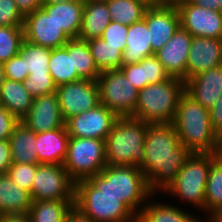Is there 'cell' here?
Wrapping results in <instances>:
<instances>
[{
	"mask_svg": "<svg viewBox=\"0 0 222 222\" xmlns=\"http://www.w3.org/2000/svg\"><path fill=\"white\" fill-rule=\"evenodd\" d=\"M17 8L26 16L42 6V0H14Z\"/></svg>",
	"mask_w": 222,
	"mask_h": 222,
	"instance_id": "46",
	"label": "cell"
},
{
	"mask_svg": "<svg viewBox=\"0 0 222 222\" xmlns=\"http://www.w3.org/2000/svg\"><path fill=\"white\" fill-rule=\"evenodd\" d=\"M32 205L30 192L21 189L7 173L0 174V215H25Z\"/></svg>",
	"mask_w": 222,
	"mask_h": 222,
	"instance_id": "23",
	"label": "cell"
},
{
	"mask_svg": "<svg viewBox=\"0 0 222 222\" xmlns=\"http://www.w3.org/2000/svg\"><path fill=\"white\" fill-rule=\"evenodd\" d=\"M106 165L105 140L69 138L63 166L75 182L100 173Z\"/></svg>",
	"mask_w": 222,
	"mask_h": 222,
	"instance_id": "8",
	"label": "cell"
},
{
	"mask_svg": "<svg viewBox=\"0 0 222 222\" xmlns=\"http://www.w3.org/2000/svg\"><path fill=\"white\" fill-rule=\"evenodd\" d=\"M74 205L94 222H137V216L110 191L101 172L75 182Z\"/></svg>",
	"mask_w": 222,
	"mask_h": 222,
	"instance_id": "3",
	"label": "cell"
},
{
	"mask_svg": "<svg viewBox=\"0 0 222 222\" xmlns=\"http://www.w3.org/2000/svg\"><path fill=\"white\" fill-rule=\"evenodd\" d=\"M192 35L181 26L164 47L155 52V56L164 65L171 77L186 82V70Z\"/></svg>",
	"mask_w": 222,
	"mask_h": 222,
	"instance_id": "16",
	"label": "cell"
},
{
	"mask_svg": "<svg viewBox=\"0 0 222 222\" xmlns=\"http://www.w3.org/2000/svg\"><path fill=\"white\" fill-rule=\"evenodd\" d=\"M192 4L222 12V0H190Z\"/></svg>",
	"mask_w": 222,
	"mask_h": 222,
	"instance_id": "48",
	"label": "cell"
},
{
	"mask_svg": "<svg viewBox=\"0 0 222 222\" xmlns=\"http://www.w3.org/2000/svg\"><path fill=\"white\" fill-rule=\"evenodd\" d=\"M30 195L32 201L74 200L75 181L62 164H39Z\"/></svg>",
	"mask_w": 222,
	"mask_h": 222,
	"instance_id": "10",
	"label": "cell"
},
{
	"mask_svg": "<svg viewBox=\"0 0 222 222\" xmlns=\"http://www.w3.org/2000/svg\"><path fill=\"white\" fill-rule=\"evenodd\" d=\"M12 163L38 164L36 133L22 122L14 128L9 138Z\"/></svg>",
	"mask_w": 222,
	"mask_h": 222,
	"instance_id": "27",
	"label": "cell"
},
{
	"mask_svg": "<svg viewBox=\"0 0 222 222\" xmlns=\"http://www.w3.org/2000/svg\"><path fill=\"white\" fill-rule=\"evenodd\" d=\"M74 200H40L32 201L28 210L30 222H65Z\"/></svg>",
	"mask_w": 222,
	"mask_h": 222,
	"instance_id": "30",
	"label": "cell"
},
{
	"mask_svg": "<svg viewBox=\"0 0 222 222\" xmlns=\"http://www.w3.org/2000/svg\"><path fill=\"white\" fill-rule=\"evenodd\" d=\"M154 196L155 194L148 199L141 209L137 216V222H201L204 220L202 218H205L192 215L190 211H185L179 205H171L168 202L158 203L152 199Z\"/></svg>",
	"mask_w": 222,
	"mask_h": 222,
	"instance_id": "21",
	"label": "cell"
},
{
	"mask_svg": "<svg viewBox=\"0 0 222 222\" xmlns=\"http://www.w3.org/2000/svg\"><path fill=\"white\" fill-rule=\"evenodd\" d=\"M24 16L14 0H0V26H23Z\"/></svg>",
	"mask_w": 222,
	"mask_h": 222,
	"instance_id": "41",
	"label": "cell"
},
{
	"mask_svg": "<svg viewBox=\"0 0 222 222\" xmlns=\"http://www.w3.org/2000/svg\"><path fill=\"white\" fill-rule=\"evenodd\" d=\"M172 124L181 145L191 153H222L218 134L211 125L209 109L186 91L180 98Z\"/></svg>",
	"mask_w": 222,
	"mask_h": 222,
	"instance_id": "2",
	"label": "cell"
},
{
	"mask_svg": "<svg viewBox=\"0 0 222 222\" xmlns=\"http://www.w3.org/2000/svg\"><path fill=\"white\" fill-rule=\"evenodd\" d=\"M144 67L145 80L147 85L160 83L171 78L165 70L164 65L155 55L145 57L139 62Z\"/></svg>",
	"mask_w": 222,
	"mask_h": 222,
	"instance_id": "38",
	"label": "cell"
},
{
	"mask_svg": "<svg viewBox=\"0 0 222 222\" xmlns=\"http://www.w3.org/2000/svg\"><path fill=\"white\" fill-rule=\"evenodd\" d=\"M146 132V122L119 117L105 139L107 165L139 167L144 159Z\"/></svg>",
	"mask_w": 222,
	"mask_h": 222,
	"instance_id": "5",
	"label": "cell"
},
{
	"mask_svg": "<svg viewBox=\"0 0 222 222\" xmlns=\"http://www.w3.org/2000/svg\"><path fill=\"white\" fill-rule=\"evenodd\" d=\"M186 83L176 77L149 84L138 91V101L132 118L148 124L172 123Z\"/></svg>",
	"mask_w": 222,
	"mask_h": 222,
	"instance_id": "4",
	"label": "cell"
},
{
	"mask_svg": "<svg viewBox=\"0 0 222 222\" xmlns=\"http://www.w3.org/2000/svg\"><path fill=\"white\" fill-rule=\"evenodd\" d=\"M19 120L4 107L0 108V140H9Z\"/></svg>",
	"mask_w": 222,
	"mask_h": 222,
	"instance_id": "43",
	"label": "cell"
},
{
	"mask_svg": "<svg viewBox=\"0 0 222 222\" xmlns=\"http://www.w3.org/2000/svg\"><path fill=\"white\" fill-rule=\"evenodd\" d=\"M39 164L12 163L7 174L21 189L31 192L32 182Z\"/></svg>",
	"mask_w": 222,
	"mask_h": 222,
	"instance_id": "37",
	"label": "cell"
},
{
	"mask_svg": "<svg viewBox=\"0 0 222 222\" xmlns=\"http://www.w3.org/2000/svg\"><path fill=\"white\" fill-rule=\"evenodd\" d=\"M23 84L34 98L54 93L57 88L50 73H30Z\"/></svg>",
	"mask_w": 222,
	"mask_h": 222,
	"instance_id": "36",
	"label": "cell"
},
{
	"mask_svg": "<svg viewBox=\"0 0 222 222\" xmlns=\"http://www.w3.org/2000/svg\"><path fill=\"white\" fill-rule=\"evenodd\" d=\"M48 67L57 86L83 79L73 71L72 53H68L64 46L52 49Z\"/></svg>",
	"mask_w": 222,
	"mask_h": 222,
	"instance_id": "31",
	"label": "cell"
},
{
	"mask_svg": "<svg viewBox=\"0 0 222 222\" xmlns=\"http://www.w3.org/2000/svg\"><path fill=\"white\" fill-rule=\"evenodd\" d=\"M190 0H160V6L178 7L181 4L187 3Z\"/></svg>",
	"mask_w": 222,
	"mask_h": 222,
	"instance_id": "50",
	"label": "cell"
},
{
	"mask_svg": "<svg viewBox=\"0 0 222 222\" xmlns=\"http://www.w3.org/2000/svg\"><path fill=\"white\" fill-rule=\"evenodd\" d=\"M4 80H5V73H4L2 63H0V88H1V85L4 83Z\"/></svg>",
	"mask_w": 222,
	"mask_h": 222,
	"instance_id": "54",
	"label": "cell"
},
{
	"mask_svg": "<svg viewBox=\"0 0 222 222\" xmlns=\"http://www.w3.org/2000/svg\"><path fill=\"white\" fill-rule=\"evenodd\" d=\"M33 99L34 97L25 89L23 82L5 78L0 88L1 105L19 121L31 109Z\"/></svg>",
	"mask_w": 222,
	"mask_h": 222,
	"instance_id": "26",
	"label": "cell"
},
{
	"mask_svg": "<svg viewBox=\"0 0 222 222\" xmlns=\"http://www.w3.org/2000/svg\"><path fill=\"white\" fill-rule=\"evenodd\" d=\"M12 164L11 150L8 140H0V174L7 173Z\"/></svg>",
	"mask_w": 222,
	"mask_h": 222,
	"instance_id": "45",
	"label": "cell"
},
{
	"mask_svg": "<svg viewBox=\"0 0 222 222\" xmlns=\"http://www.w3.org/2000/svg\"><path fill=\"white\" fill-rule=\"evenodd\" d=\"M186 92L210 109L222 94V65L203 71L186 82Z\"/></svg>",
	"mask_w": 222,
	"mask_h": 222,
	"instance_id": "19",
	"label": "cell"
},
{
	"mask_svg": "<svg viewBox=\"0 0 222 222\" xmlns=\"http://www.w3.org/2000/svg\"><path fill=\"white\" fill-rule=\"evenodd\" d=\"M64 47L68 53H72L73 71L83 79L97 80L100 75L87 41L79 38H71Z\"/></svg>",
	"mask_w": 222,
	"mask_h": 222,
	"instance_id": "28",
	"label": "cell"
},
{
	"mask_svg": "<svg viewBox=\"0 0 222 222\" xmlns=\"http://www.w3.org/2000/svg\"><path fill=\"white\" fill-rule=\"evenodd\" d=\"M87 45L100 72L121 68L123 58L121 46H112L102 38L88 40Z\"/></svg>",
	"mask_w": 222,
	"mask_h": 222,
	"instance_id": "32",
	"label": "cell"
},
{
	"mask_svg": "<svg viewBox=\"0 0 222 222\" xmlns=\"http://www.w3.org/2000/svg\"><path fill=\"white\" fill-rule=\"evenodd\" d=\"M23 40V26H0V63L17 55Z\"/></svg>",
	"mask_w": 222,
	"mask_h": 222,
	"instance_id": "35",
	"label": "cell"
},
{
	"mask_svg": "<svg viewBox=\"0 0 222 222\" xmlns=\"http://www.w3.org/2000/svg\"><path fill=\"white\" fill-rule=\"evenodd\" d=\"M212 128L218 134L222 130V94L209 109Z\"/></svg>",
	"mask_w": 222,
	"mask_h": 222,
	"instance_id": "44",
	"label": "cell"
},
{
	"mask_svg": "<svg viewBox=\"0 0 222 222\" xmlns=\"http://www.w3.org/2000/svg\"><path fill=\"white\" fill-rule=\"evenodd\" d=\"M219 65H222V39L193 37L188 55L186 81Z\"/></svg>",
	"mask_w": 222,
	"mask_h": 222,
	"instance_id": "18",
	"label": "cell"
},
{
	"mask_svg": "<svg viewBox=\"0 0 222 222\" xmlns=\"http://www.w3.org/2000/svg\"><path fill=\"white\" fill-rule=\"evenodd\" d=\"M41 7L70 39L78 38L82 25L84 1L42 4Z\"/></svg>",
	"mask_w": 222,
	"mask_h": 222,
	"instance_id": "22",
	"label": "cell"
},
{
	"mask_svg": "<svg viewBox=\"0 0 222 222\" xmlns=\"http://www.w3.org/2000/svg\"><path fill=\"white\" fill-rule=\"evenodd\" d=\"M111 21L124 25H132L144 18L148 9L144 4L136 0H107Z\"/></svg>",
	"mask_w": 222,
	"mask_h": 222,
	"instance_id": "33",
	"label": "cell"
},
{
	"mask_svg": "<svg viewBox=\"0 0 222 222\" xmlns=\"http://www.w3.org/2000/svg\"><path fill=\"white\" fill-rule=\"evenodd\" d=\"M0 222H30L27 214L25 215H0Z\"/></svg>",
	"mask_w": 222,
	"mask_h": 222,
	"instance_id": "49",
	"label": "cell"
},
{
	"mask_svg": "<svg viewBox=\"0 0 222 222\" xmlns=\"http://www.w3.org/2000/svg\"><path fill=\"white\" fill-rule=\"evenodd\" d=\"M69 135L64 125L51 131L36 133L38 164H64Z\"/></svg>",
	"mask_w": 222,
	"mask_h": 222,
	"instance_id": "20",
	"label": "cell"
},
{
	"mask_svg": "<svg viewBox=\"0 0 222 222\" xmlns=\"http://www.w3.org/2000/svg\"><path fill=\"white\" fill-rule=\"evenodd\" d=\"M127 36L122 65L138 63L145 57L155 55L151 47L150 31L144 18L128 26Z\"/></svg>",
	"mask_w": 222,
	"mask_h": 222,
	"instance_id": "25",
	"label": "cell"
},
{
	"mask_svg": "<svg viewBox=\"0 0 222 222\" xmlns=\"http://www.w3.org/2000/svg\"><path fill=\"white\" fill-rule=\"evenodd\" d=\"M23 31L25 40L52 49L70 40L42 7L24 16Z\"/></svg>",
	"mask_w": 222,
	"mask_h": 222,
	"instance_id": "14",
	"label": "cell"
},
{
	"mask_svg": "<svg viewBox=\"0 0 222 222\" xmlns=\"http://www.w3.org/2000/svg\"><path fill=\"white\" fill-rule=\"evenodd\" d=\"M191 154L181 145L172 123H147L144 159L139 168L145 174L150 191L163 193Z\"/></svg>",
	"mask_w": 222,
	"mask_h": 222,
	"instance_id": "1",
	"label": "cell"
},
{
	"mask_svg": "<svg viewBox=\"0 0 222 222\" xmlns=\"http://www.w3.org/2000/svg\"><path fill=\"white\" fill-rule=\"evenodd\" d=\"M119 117L104 105L74 115L65 121L69 137L105 140Z\"/></svg>",
	"mask_w": 222,
	"mask_h": 222,
	"instance_id": "12",
	"label": "cell"
},
{
	"mask_svg": "<svg viewBox=\"0 0 222 222\" xmlns=\"http://www.w3.org/2000/svg\"><path fill=\"white\" fill-rule=\"evenodd\" d=\"M180 26L192 37L222 39V12L192 4L190 1L177 7Z\"/></svg>",
	"mask_w": 222,
	"mask_h": 222,
	"instance_id": "13",
	"label": "cell"
},
{
	"mask_svg": "<svg viewBox=\"0 0 222 222\" xmlns=\"http://www.w3.org/2000/svg\"><path fill=\"white\" fill-rule=\"evenodd\" d=\"M136 1L141 2L148 8L160 6V0H136Z\"/></svg>",
	"mask_w": 222,
	"mask_h": 222,
	"instance_id": "52",
	"label": "cell"
},
{
	"mask_svg": "<svg viewBox=\"0 0 222 222\" xmlns=\"http://www.w3.org/2000/svg\"><path fill=\"white\" fill-rule=\"evenodd\" d=\"M144 19L150 31V42L154 53L164 47L180 27L177 7L148 8Z\"/></svg>",
	"mask_w": 222,
	"mask_h": 222,
	"instance_id": "17",
	"label": "cell"
},
{
	"mask_svg": "<svg viewBox=\"0 0 222 222\" xmlns=\"http://www.w3.org/2000/svg\"><path fill=\"white\" fill-rule=\"evenodd\" d=\"M215 155L216 153H192L163 193L178 197L184 203L204 212L207 178L211 159Z\"/></svg>",
	"mask_w": 222,
	"mask_h": 222,
	"instance_id": "6",
	"label": "cell"
},
{
	"mask_svg": "<svg viewBox=\"0 0 222 222\" xmlns=\"http://www.w3.org/2000/svg\"><path fill=\"white\" fill-rule=\"evenodd\" d=\"M100 104L118 117H131L138 101V90L120 70H107L96 80Z\"/></svg>",
	"mask_w": 222,
	"mask_h": 222,
	"instance_id": "9",
	"label": "cell"
},
{
	"mask_svg": "<svg viewBox=\"0 0 222 222\" xmlns=\"http://www.w3.org/2000/svg\"><path fill=\"white\" fill-rule=\"evenodd\" d=\"M128 26L111 21L103 31L102 38L106 43L112 46H121V51L126 49V40L128 38Z\"/></svg>",
	"mask_w": 222,
	"mask_h": 222,
	"instance_id": "39",
	"label": "cell"
},
{
	"mask_svg": "<svg viewBox=\"0 0 222 222\" xmlns=\"http://www.w3.org/2000/svg\"><path fill=\"white\" fill-rule=\"evenodd\" d=\"M65 222H94V221L73 204V206L69 209L67 213Z\"/></svg>",
	"mask_w": 222,
	"mask_h": 222,
	"instance_id": "47",
	"label": "cell"
},
{
	"mask_svg": "<svg viewBox=\"0 0 222 222\" xmlns=\"http://www.w3.org/2000/svg\"><path fill=\"white\" fill-rule=\"evenodd\" d=\"M73 1H84V0H42V4H56V3L73 2Z\"/></svg>",
	"mask_w": 222,
	"mask_h": 222,
	"instance_id": "53",
	"label": "cell"
},
{
	"mask_svg": "<svg viewBox=\"0 0 222 222\" xmlns=\"http://www.w3.org/2000/svg\"><path fill=\"white\" fill-rule=\"evenodd\" d=\"M222 207V153L216 154L210 163L206 191L204 212L208 219L215 211ZM208 215V216H207Z\"/></svg>",
	"mask_w": 222,
	"mask_h": 222,
	"instance_id": "29",
	"label": "cell"
},
{
	"mask_svg": "<svg viewBox=\"0 0 222 222\" xmlns=\"http://www.w3.org/2000/svg\"><path fill=\"white\" fill-rule=\"evenodd\" d=\"M56 94L64 121L100 104L96 80L81 79L58 85Z\"/></svg>",
	"mask_w": 222,
	"mask_h": 222,
	"instance_id": "11",
	"label": "cell"
},
{
	"mask_svg": "<svg viewBox=\"0 0 222 222\" xmlns=\"http://www.w3.org/2000/svg\"><path fill=\"white\" fill-rule=\"evenodd\" d=\"M101 173L110 180V191L138 216L153 195L143 171L138 166L106 165Z\"/></svg>",
	"mask_w": 222,
	"mask_h": 222,
	"instance_id": "7",
	"label": "cell"
},
{
	"mask_svg": "<svg viewBox=\"0 0 222 222\" xmlns=\"http://www.w3.org/2000/svg\"><path fill=\"white\" fill-rule=\"evenodd\" d=\"M131 84L140 91L147 86V80H145L144 67L138 62L133 64L122 65L119 69Z\"/></svg>",
	"mask_w": 222,
	"mask_h": 222,
	"instance_id": "42",
	"label": "cell"
},
{
	"mask_svg": "<svg viewBox=\"0 0 222 222\" xmlns=\"http://www.w3.org/2000/svg\"><path fill=\"white\" fill-rule=\"evenodd\" d=\"M20 122L35 133L63 127L65 121L56 92L35 97L31 109Z\"/></svg>",
	"mask_w": 222,
	"mask_h": 222,
	"instance_id": "15",
	"label": "cell"
},
{
	"mask_svg": "<svg viewBox=\"0 0 222 222\" xmlns=\"http://www.w3.org/2000/svg\"><path fill=\"white\" fill-rule=\"evenodd\" d=\"M207 222H222V207L215 211L207 220Z\"/></svg>",
	"mask_w": 222,
	"mask_h": 222,
	"instance_id": "51",
	"label": "cell"
},
{
	"mask_svg": "<svg viewBox=\"0 0 222 222\" xmlns=\"http://www.w3.org/2000/svg\"><path fill=\"white\" fill-rule=\"evenodd\" d=\"M218 138L220 141V146L222 147V130L218 133Z\"/></svg>",
	"mask_w": 222,
	"mask_h": 222,
	"instance_id": "55",
	"label": "cell"
},
{
	"mask_svg": "<svg viewBox=\"0 0 222 222\" xmlns=\"http://www.w3.org/2000/svg\"><path fill=\"white\" fill-rule=\"evenodd\" d=\"M87 1H103V2H105L107 0H87Z\"/></svg>",
	"mask_w": 222,
	"mask_h": 222,
	"instance_id": "56",
	"label": "cell"
},
{
	"mask_svg": "<svg viewBox=\"0 0 222 222\" xmlns=\"http://www.w3.org/2000/svg\"><path fill=\"white\" fill-rule=\"evenodd\" d=\"M26 60L27 58L19 52L9 61L3 62L2 66L5 73V78L23 82L29 74L26 71Z\"/></svg>",
	"mask_w": 222,
	"mask_h": 222,
	"instance_id": "40",
	"label": "cell"
},
{
	"mask_svg": "<svg viewBox=\"0 0 222 222\" xmlns=\"http://www.w3.org/2000/svg\"><path fill=\"white\" fill-rule=\"evenodd\" d=\"M110 16L106 2L84 0L82 25L78 38L85 41L100 38L111 22Z\"/></svg>",
	"mask_w": 222,
	"mask_h": 222,
	"instance_id": "24",
	"label": "cell"
},
{
	"mask_svg": "<svg viewBox=\"0 0 222 222\" xmlns=\"http://www.w3.org/2000/svg\"><path fill=\"white\" fill-rule=\"evenodd\" d=\"M52 48L33 44L23 40L20 46V53L27 58L26 71L30 73H50L49 59Z\"/></svg>",
	"mask_w": 222,
	"mask_h": 222,
	"instance_id": "34",
	"label": "cell"
}]
</instances>
